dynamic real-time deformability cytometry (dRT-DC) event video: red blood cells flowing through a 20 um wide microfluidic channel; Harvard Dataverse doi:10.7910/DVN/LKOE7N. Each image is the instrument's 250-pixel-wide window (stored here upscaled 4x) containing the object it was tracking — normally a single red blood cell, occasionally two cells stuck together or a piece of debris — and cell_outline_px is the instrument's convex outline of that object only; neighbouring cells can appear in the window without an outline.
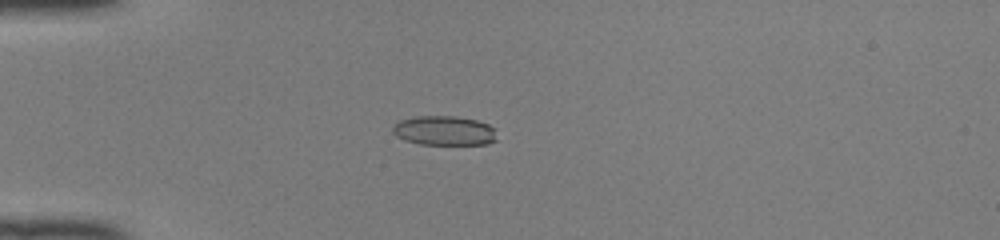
{"species": "common noctule bat (a hibernating species)", "species_latin": "Nyctalus noctula", "temperature_condition": "room temperature", "stored_images_in_passage": 48, "camera_frame_rate_fps": 3000, "um_per_image_px": 0.085, "animal": {"sex": "female", "body_mass_g": 22.0, "forearm_length_mm": 56.7}, "frame": {"image": 1, "passage_image": 12, "time_ms": 3.667, "image_size_px": [1000, 240], "cell_outline_px": [[496, 140], [488, 144], [420, 144], [404, 140], [396, 136], [392, 132], [392, 128], [396, 120], [416, 116], [456, 116], [476, 120], [488, 124], [496, 128]], "centroid_in_image_um": [37.74, 11.1], "position_along_channel_um": 47.3, "area_um2": 18.15}}
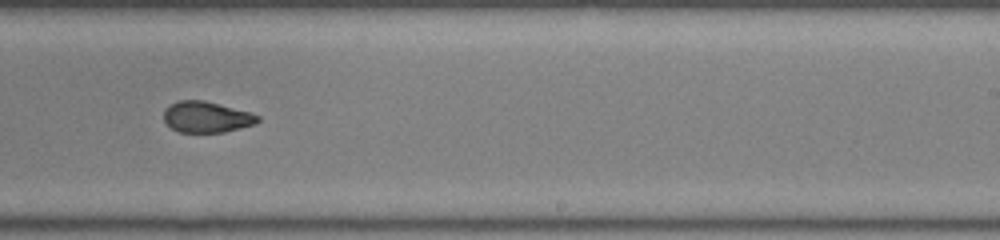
{"frame": {"image": 2, "passage_image": 30, "time_ms": 9.667, "image_size_px": [1000, 240], "cell_outline_px": [[260, 120], [256, 124], [224, 132], [180, 132], [172, 128], [164, 120], [164, 108], [168, 104], [180, 100], [204, 100], [252, 112], [260, 116]], "centroid_in_image_um": [17.57, 9.93], "position_along_channel_um": 271.4, "area_um2": 17.17}}
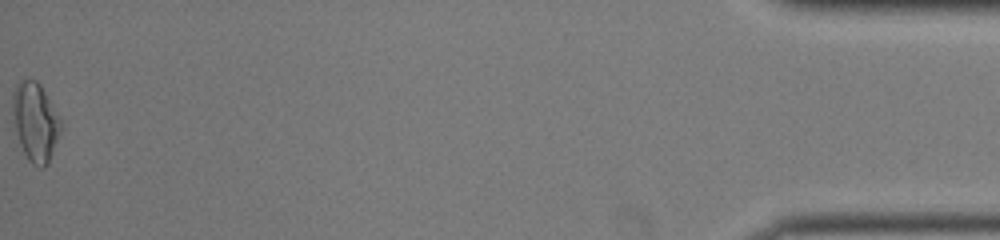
{"frame": {"image": 3, "passage_image": 48, "time_ms": 15.667, "image_size_px": [1000, 240], "cell_outline_px": [[60, 132], [48, 164], [44, 168], [40, 168], [32, 164], [28, 160], [20, 144], [12, 112], [12, 92], [16, 84], [20, 80], [36, 80], [40, 84], [60, 120]], "centroid_in_image_um": [2.98, 10.37], "position_along_channel_um": 432.2, "area_um2": 21.68}, "authors_computed_cell_mechanics": {"area_um2": 18.1203, "velocity_mm_per_s": 4.1341, "shape_relaxation_time_tau1_ms": 8.6531, "shape_relaxation_time_tau2_ms": 1.495, "deformation_change_tau1": 0.2668, "deformation_change_tau2": 0.0791}}